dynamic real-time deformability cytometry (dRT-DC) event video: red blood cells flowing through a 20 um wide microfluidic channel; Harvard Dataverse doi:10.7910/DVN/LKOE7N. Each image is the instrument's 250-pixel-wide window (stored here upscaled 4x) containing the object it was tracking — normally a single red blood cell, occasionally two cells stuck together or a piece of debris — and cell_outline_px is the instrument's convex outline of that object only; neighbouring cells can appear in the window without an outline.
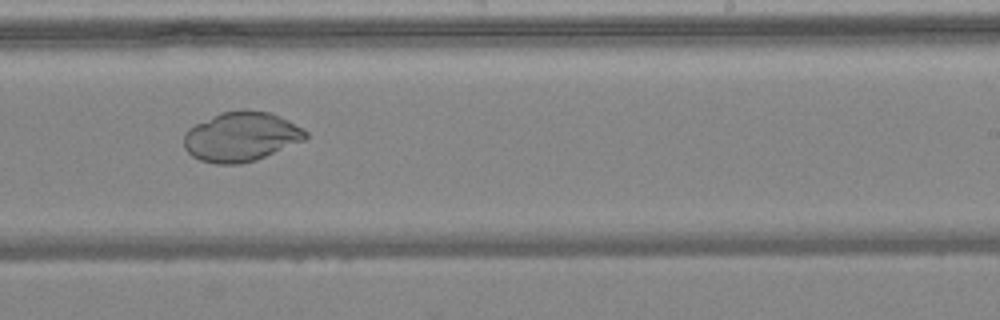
{"species": "common noctule bat (a hibernating species)", "species_latin": "Nyctalus noctula", "temperature_condition": "warm", "stored_images_in_passage": 11, "camera_frame_rate_fps": 3000, "um_per_image_px": 0.085, "animal": {"sex": "female", "body_mass_g": 24.6, "forearm_length_mm": 56.2}, "frame": {"image": 1, "passage_image": 10, "time_ms": 3.0, "image_size_px": [1000, 320], "cell_outline_px": [[308, 136], [304, 140], [256, 160], [240, 164], [216, 164], [200, 160], [192, 156], [184, 148], [184, 136], [188, 128], [220, 112], [244, 108], [268, 112], [280, 116], [304, 128], [308, 132]], "centroid_in_image_um": [20.5, 11.6], "position_along_channel_um": 268.5, "area_um2": 35.32}}